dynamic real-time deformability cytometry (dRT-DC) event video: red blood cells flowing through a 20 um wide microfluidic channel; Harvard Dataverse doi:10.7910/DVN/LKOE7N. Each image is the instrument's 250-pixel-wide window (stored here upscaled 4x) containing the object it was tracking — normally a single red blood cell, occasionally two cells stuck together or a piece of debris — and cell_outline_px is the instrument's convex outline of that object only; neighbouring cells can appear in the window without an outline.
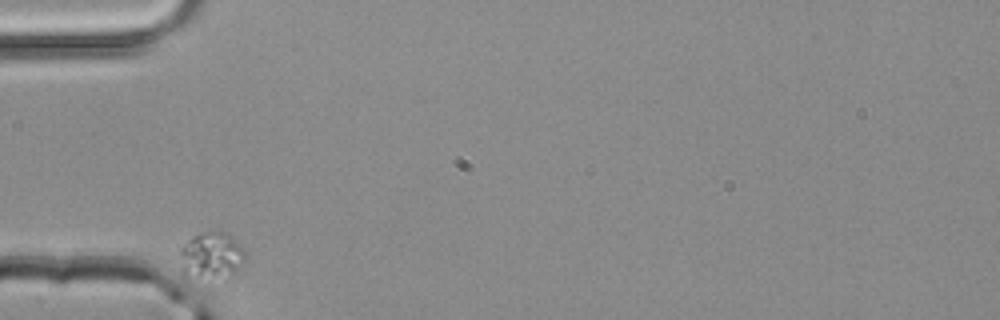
{"species": "common noctule bat (a hibernating species)", "species_latin": "Nyctalus noctula", "temperature_condition": "room temperature", "stored_images_in_passage": 1, "camera_frame_rate_fps": 3000, "um_per_image_px": 0.085, "animal": {"sex": "male", "body_mass_g": 20.4}, "frame": {"image": 1, "passage_image": 1, "time_ms": 0.0, "image_size_px": [1000, 320], "cell_outline_px": [[244, 260], [232, 276], [192, 288], [184, 284], [180, 280], [180, 248], [192, 236], [212, 228], [224, 232], [232, 236], [244, 248]], "centroid_in_image_um": [17.82, 21.92], "position_along_channel_um": 67.2, "area_um2": 20.46}}